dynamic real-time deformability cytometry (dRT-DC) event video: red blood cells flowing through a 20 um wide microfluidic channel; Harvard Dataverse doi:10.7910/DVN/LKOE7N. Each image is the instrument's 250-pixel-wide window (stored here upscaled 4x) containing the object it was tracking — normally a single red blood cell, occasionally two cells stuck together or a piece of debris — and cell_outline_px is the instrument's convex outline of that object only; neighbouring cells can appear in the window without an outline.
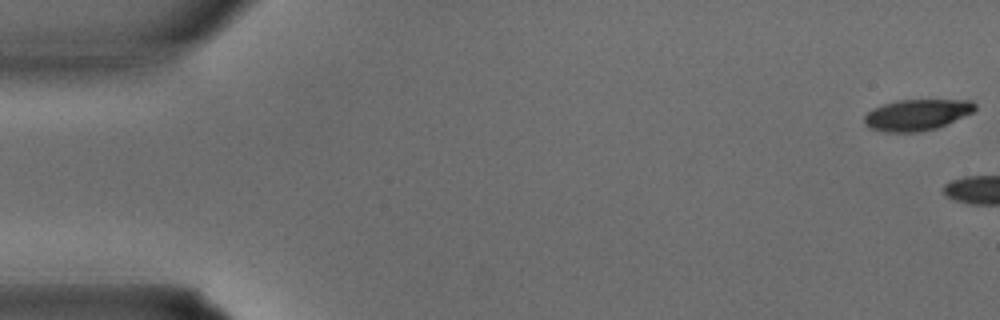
{"species": "common noctule bat (a hibernating species)", "species_latin": "Nyctalus noctula", "temperature_condition": "warm", "stored_images_in_passage": 3, "camera_frame_rate_fps": 3000, "um_per_image_px": 0.085, "animal": {"sex": "male", "body_mass_g": 15.6}, "frame": {"image": 1, "passage_image": 1, "time_ms": 0.0, "image_size_px": [1000, 320], "cell_outline_px": [[976, 108], [972, 112], [948, 124], [936, 128], [920, 132], [884, 132], [868, 128], [864, 124], [864, 116], [872, 108], [896, 100], [972, 100], [976, 104]], "centroid_in_image_um": [77.91, 9.76], "position_along_channel_um": 7.1, "area_um2": 20.23}}